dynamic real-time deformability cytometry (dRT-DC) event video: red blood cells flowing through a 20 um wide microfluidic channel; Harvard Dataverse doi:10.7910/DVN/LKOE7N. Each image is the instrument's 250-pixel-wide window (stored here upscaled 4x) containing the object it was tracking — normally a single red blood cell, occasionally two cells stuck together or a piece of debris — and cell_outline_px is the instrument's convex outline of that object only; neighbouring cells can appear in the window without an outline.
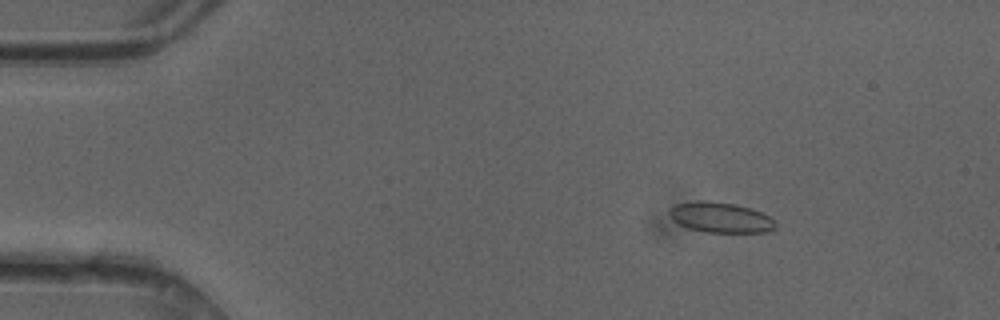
{"species": "common noctule bat (a hibernating species)", "species_latin": "Nyctalus noctula", "temperature_condition": "cold", "stored_images_in_passage": 50, "camera_frame_rate_fps": 3000, "um_per_image_px": 0.085, "animal": {"sex": "female"}, "frame": {"image": 1, "passage_image": 8, "time_ms": 2.333, "image_size_px": [1000, 320], "cell_outline_px": [[776, 228], [768, 232], [704, 232], [688, 228], [672, 220], [668, 216], [668, 208], [676, 204], [696, 200], [700, 200], [732, 204], [752, 208], [768, 216], [776, 224]], "centroid_in_image_um": [61.19, 18.48], "position_along_channel_um": 23.8, "area_um2": 18.79}}
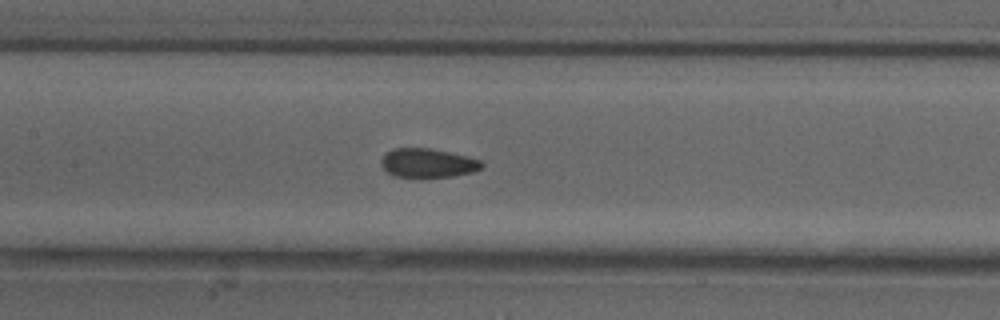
{"frame": {"image": 2, "passage_image": 24, "time_ms": 7.667, "image_size_px": [1000, 320], "cell_outline_px": [[484, 164], [480, 168], [472, 172], [452, 176], [424, 180], [392, 176], [380, 164], [380, 160], [392, 148], [432, 148], [468, 156], [480, 160]], "centroid_in_image_um": [36.34, 13.89], "position_along_channel_um": 171.1, "area_um2": 17.63}}
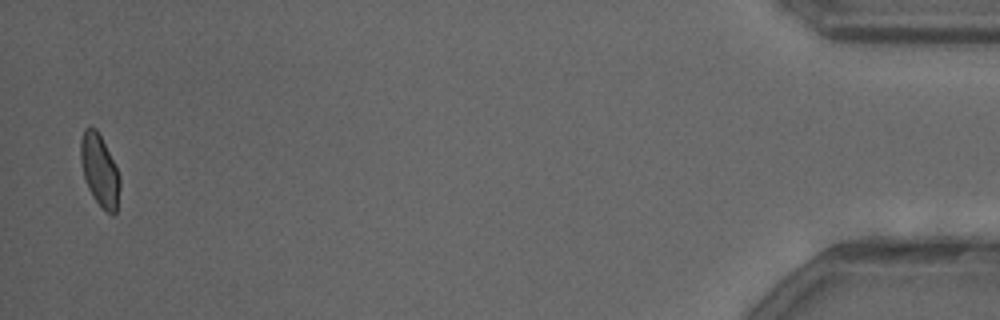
{"frame": {"image": 3, "passage_image": 49, "time_ms": 16.0, "image_size_px": [1000, 320], "cell_outline_px": [[120, 188], [116, 212], [112, 216], [92, 196], [88, 188], [84, 176], [80, 160], [80, 140], [84, 128], [96, 128], [120, 176]], "centroid_in_image_um": [8.46, 14.49], "position_along_channel_um": 426.7, "area_um2": 16.07}, "authors_computed_cell_mechanics": {"area_um2": 17.5134, "velocity_mm_per_s": 4.1822, "shape_relaxation_time_tau1_ms": null, "shape_relaxation_time_tau2_ms": 1.1281, "deformation_change_tau1": null, "deformation_change_tau2": 0.0433}}